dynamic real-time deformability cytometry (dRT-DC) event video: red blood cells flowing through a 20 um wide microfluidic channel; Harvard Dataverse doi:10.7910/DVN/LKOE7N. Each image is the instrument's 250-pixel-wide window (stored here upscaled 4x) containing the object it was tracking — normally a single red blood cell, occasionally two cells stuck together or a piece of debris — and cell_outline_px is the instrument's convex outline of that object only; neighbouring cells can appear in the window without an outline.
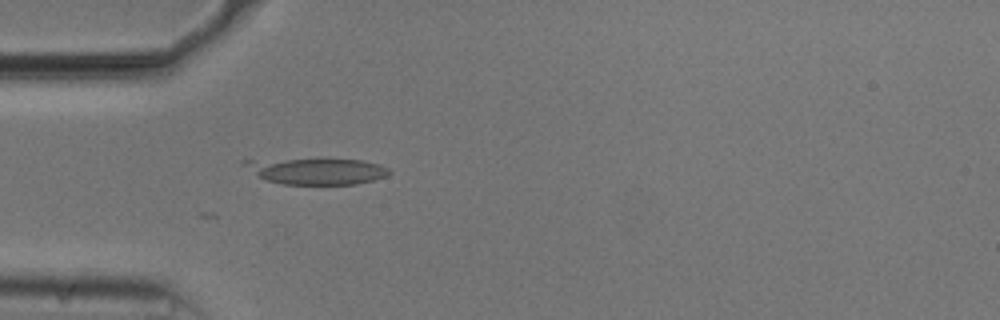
{"species": "common noctule bat (a hibernating species)", "species_latin": "Nyctalus noctula", "temperature_condition": "cold", "stored_images_in_passage": 35, "camera_frame_rate_fps": 3000, "um_per_image_px": 0.085, "animal": {"sex": "male", "body_mass_g": 20.5, "forearm_length_mm": 52.5}, "frame": {"image": 1, "passage_image": 1, "time_ms": 0.0, "image_size_px": [1000, 320], "cell_outline_px": [[392, 172], [388, 176], [356, 184], [284, 184], [268, 180], [256, 176], [240, 164], [240, 160], [324, 156], [360, 160], [380, 164], [388, 168]], "centroid_in_image_um": [26.85, 14.48], "position_along_channel_um": 58.2, "area_um2": 23.58}}
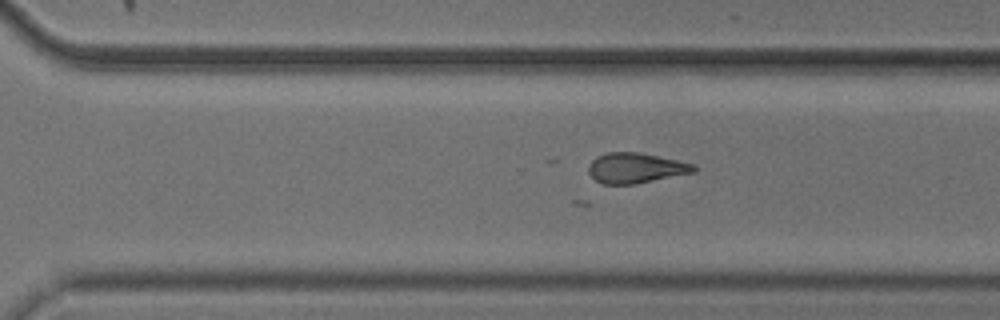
{"frame": {"image": 2, "passage_image": 22, "time_ms": 7.0, "image_size_px": [1000, 320], "cell_outline_px": [[696, 172], [636, 184], [604, 184], [596, 180], [588, 172], [588, 164], [596, 156], [608, 152], [640, 152], [696, 164]], "centroid_in_image_um": [54.05, 14.27], "position_along_channel_um": 316.6, "area_um2": 18.73}}
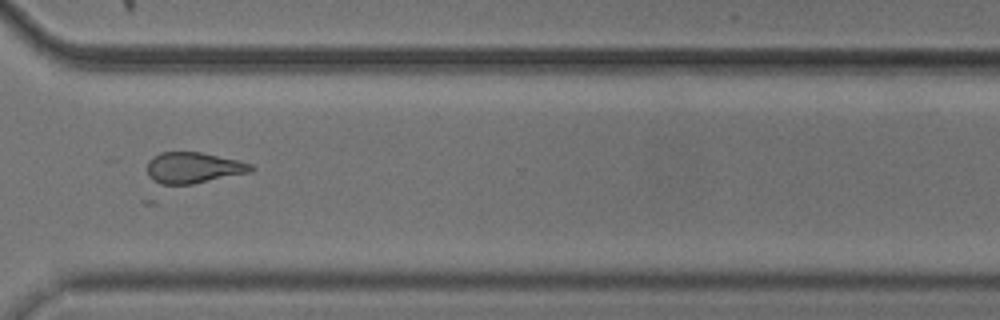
{"frame": {"image": 3, "passage_image": 25, "time_ms": 8.0, "image_size_px": [1000, 320], "cell_outline_px": [[256, 168], [248, 172], [192, 184], [160, 184], [152, 180], [148, 176], [148, 160], [152, 156], [160, 152], [200, 152], [236, 160], [252, 164]], "centroid_in_image_um": [16.39, 14.25], "position_along_channel_um": 354.2, "area_um2": 18.55}}